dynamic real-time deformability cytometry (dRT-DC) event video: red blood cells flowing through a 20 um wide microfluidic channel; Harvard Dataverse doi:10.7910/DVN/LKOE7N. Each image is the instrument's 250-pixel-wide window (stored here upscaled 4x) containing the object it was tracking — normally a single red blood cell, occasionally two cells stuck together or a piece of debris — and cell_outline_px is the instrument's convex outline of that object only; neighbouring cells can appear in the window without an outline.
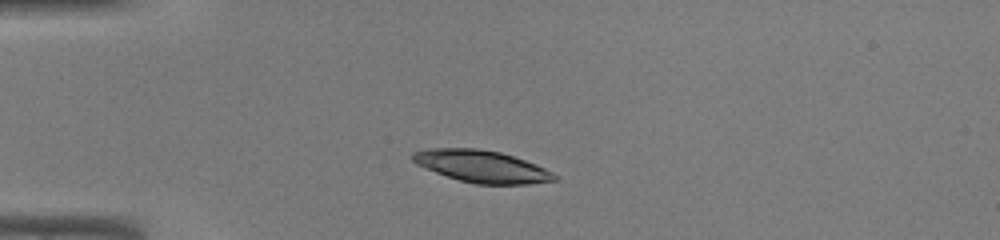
{"species": "common noctule bat (a hibernating species)", "species_latin": "Nyctalus noctula", "temperature_condition": "warm", "stored_images_in_passage": 35, "camera_frame_rate_fps": 3000, "um_per_image_px": 0.085, "animal": {"sex": "male", "body_mass_g": 19.0, "forearm_length_mm": 50.8}, "frame": {"image": 1, "passage_image": 1, "time_ms": 0.0, "image_size_px": [1000, 240], "cell_outline_px": [[560, 180], [528, 184], [476, 184], [460, 180], [424, 168], [416, 164], [412, 160], [412, 152], [428, 148], [476, 148], [500, 152], [536, 164], [560, 176]], "centroid_in_image_um": [40.97, 14.14], "position_along_channel_um": 44.0, "area_um2": 26.53}}
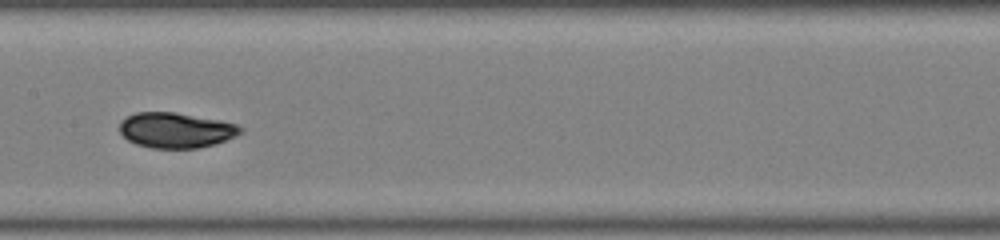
{"frame": {"image": 2, "passage_image": 13, "time_ms": 4.0, "image_size_px": [1000, 240], "cell_outline_px": [[244, 132], [236, 136], [216, 144], [196, 148], [152, 148], [136, 144], [128, 140], [120, 132], [120, 120], [136, 112], [176, 112], [220, 120], [236, 124], [244, 128]], "centroid_in_image_um": [14.98, 11.06], "position_along_channel_um": 192.4, "area_um2": 25.03}}
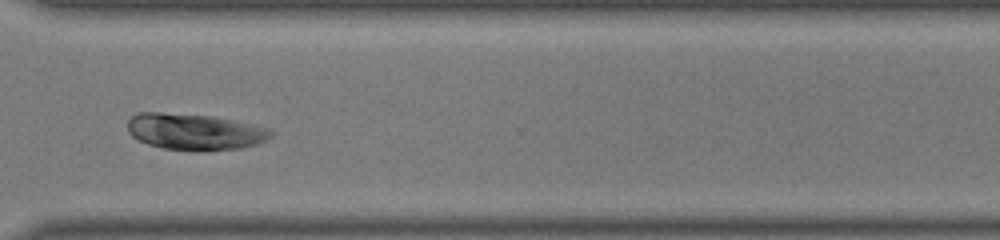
{"frame": {"image": 3, "passage_image": 24, "time_ms": 7.667, "image_size_px": [1000, 240], "cell_outline_px": [[272, 136], [268, 140], [256, 144], [240, 148], [204, 152], [160, 148], [148, 144], [132, 136], [128, 132], [128, 120], [132, 116], [140, 112], [160, 112], [208, 116], [272, 128]], "centroid_in_image_um": [16.56, 11.22], "position_along_channel_um": 354.0, "area_um2": 30.46}}